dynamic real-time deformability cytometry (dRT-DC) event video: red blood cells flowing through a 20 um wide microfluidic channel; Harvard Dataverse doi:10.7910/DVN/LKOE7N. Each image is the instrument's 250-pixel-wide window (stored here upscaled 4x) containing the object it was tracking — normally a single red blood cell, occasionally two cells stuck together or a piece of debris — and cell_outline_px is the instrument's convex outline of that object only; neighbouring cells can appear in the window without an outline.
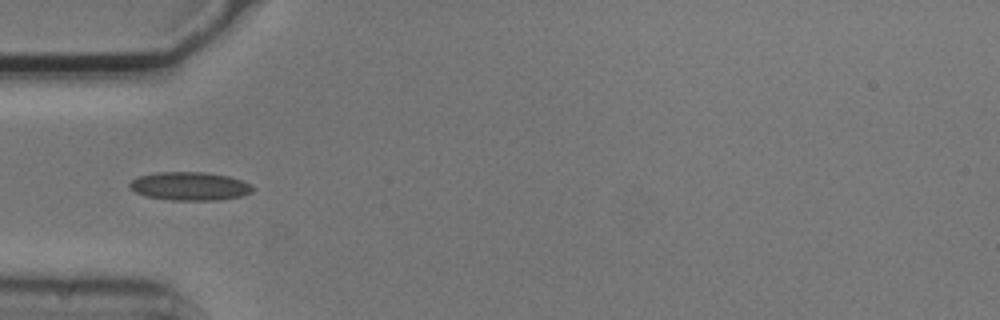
{"species": "common noctule bat (a hibernating species)", "species_latin": "Nyctalus noctula", "temperature_condition": "cold", "stored_images_in_passage": 6, "camera_frame_rate_fps": 3000, "um_per_image_px": 0.085, "animal": {"sex": "male", "body_mass_g": 20.5, "forearm_length_mm": 52.5}, "frame": {"image": 1, "passage_image": 1, "time_ms": 0.0, "image_size_px": [1000, 320], "cell_outline_px": [[252, 192], [240, 196], [220, 200], [172, 200], [144, 196], [128, 188], [128, 184], [132, 180], [140, 176], [156, 172], [204, 172], [228, 176], [252, 184]], "centroid_in_image_um": [16.1, 15.83], "position_along_channel_um": 68.9, "area_um2": 20.35}}
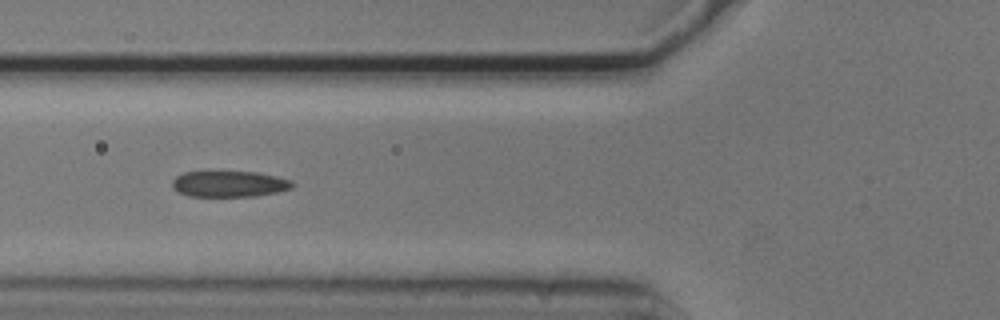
{"frame": {"image": 2, "passage_image": 2, "time_ms": 0.333, "image_size_px": [1000, 320], "cell_outline_px": [[296, 184], [292, 188], [276, 192], [256, 196], [188, 196], [172, 188], [172, 180], [176, 176], [184, 172], [256, 172], [276, 176], [292, 180]], "centroid_in_image_um": [19.5, 15.63], "position_along_channel_um": 106.3, "area_um2": 18.21}}
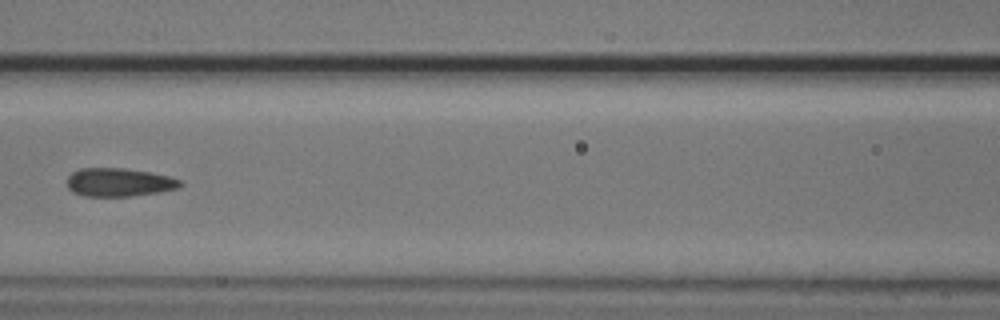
{"frame": {"image": 3, "passage_image": 3, "time_ms": 0.667, "image_size_px": [1000, 320], "cell_outline_px": [[184, 184], [176, 188], [160, 192], [132, 196], [84, 196], [72, 192], [68, 188], [68, 176], [72, 172], [80, 168], [124, 168], [148, 172], [168, 176], [180, 180]], "centroid_in_image_um": [10.09, 15.5], "position_along_channel_um": 156.5, "area_um2": 18.67}}